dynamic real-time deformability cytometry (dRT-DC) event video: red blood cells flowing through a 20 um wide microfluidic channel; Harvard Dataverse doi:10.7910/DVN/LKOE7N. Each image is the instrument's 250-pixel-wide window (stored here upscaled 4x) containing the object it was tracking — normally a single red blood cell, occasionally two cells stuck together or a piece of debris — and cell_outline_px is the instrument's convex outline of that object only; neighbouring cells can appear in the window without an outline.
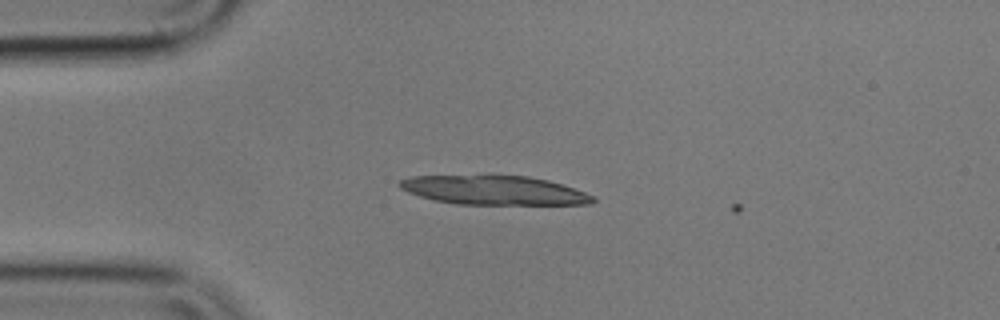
{"species": "common noctule bat (a hibernating species)", "species_latin": "Nyctalus noctula", "temperature_condition": "cold", "stored_images_in_passage": 10, "camera_frame_rate_fps": 3000, "um_per_image_px": 0.085, "animal": {"sex": "male", "body_mass_g": 17.9}, "frame": {"image": 1, "passage_image": 9, "time_ms": 2.667, "image_size_px": [1000, 320], "cell_outline_px": [[596, 200], [592, 204], [456, 204], [436, 200], [420, 196], [408, 192], [400, 188], [396, 184], [400, 180], [412, 176], [528, 176], [548, 180], [596, 196]], "centroid_in_image_um": [41.99, 16.17], "position_along_channel_um": 43.0, "area_um2": 32.43}}